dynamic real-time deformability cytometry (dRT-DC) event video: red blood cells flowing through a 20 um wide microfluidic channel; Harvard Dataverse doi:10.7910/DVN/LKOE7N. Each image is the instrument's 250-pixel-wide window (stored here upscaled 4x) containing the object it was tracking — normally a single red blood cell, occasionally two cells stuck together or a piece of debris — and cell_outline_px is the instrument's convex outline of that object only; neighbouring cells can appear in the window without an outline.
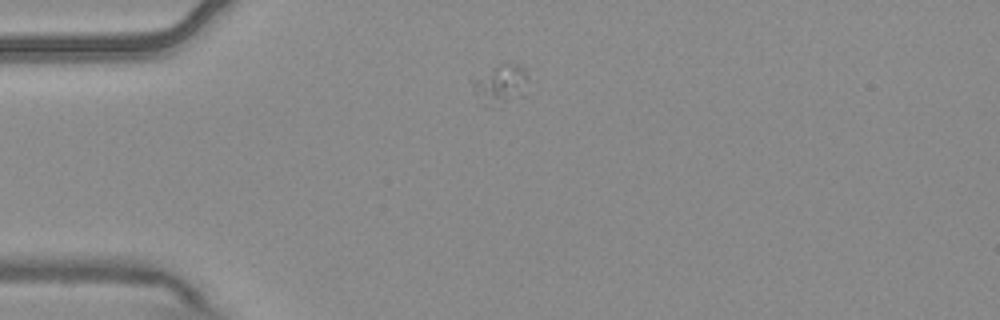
{"species": "common noctule bat (a hibernating species)", "species_latin": "Nyctalus noctula", "temperature_condition": "warm", "stored_images_in_passage": 3, "camera_frame_rate_fps": 3000, "um_per_image_px": 0.085, "animal": {"sex": "male", "body_mass_g": 20.4}, "frame": {"image": 1, "passage_image": 2, "time_ms": 0.333, "image_size_px": [1000, 320], "cell_outline_px": [[528, 80], [524, 96], [484, 108], [480, 104], [472, 84], [472, 80], [500, 64], [520, 64], [524, 68], [528, 76]], "centroid_in_image_um": [42.57, 7.19], "position_along_channel_um": 42.4, "area_um2": 12.72}}